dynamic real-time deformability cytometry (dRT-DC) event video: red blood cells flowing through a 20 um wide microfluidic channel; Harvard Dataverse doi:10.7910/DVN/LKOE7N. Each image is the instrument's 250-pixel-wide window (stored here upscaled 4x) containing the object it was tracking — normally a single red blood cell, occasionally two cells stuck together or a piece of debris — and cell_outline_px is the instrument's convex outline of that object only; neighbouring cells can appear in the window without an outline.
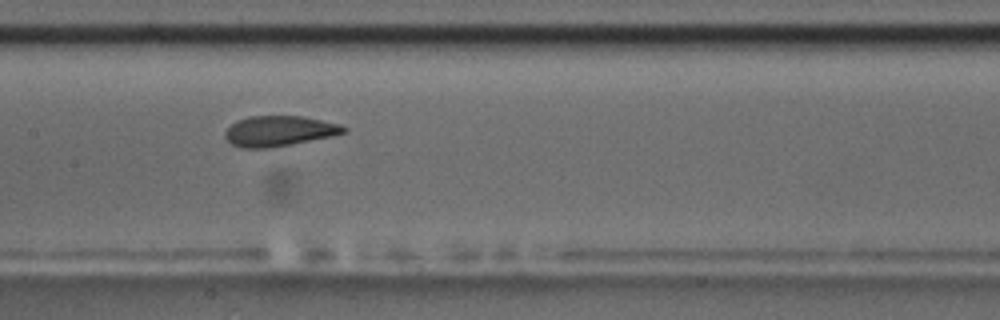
{"species": "common noctule bat (a hibernating species)", "species_latin": "Nyctalus noctula", "temperature_condition": "room temperature", "stored_images_in_passage": 11, "camera_frame_rate_fps": 3000, "um_per_image_px": 0.085, "animal": {"sex": "male", "body_mass_g": 17.5, "forearm_length_mm": 52.3}, "frame": {"image": 1, "passage_image": 8, "time_ms": 8.667, "image_size_px": [1000, 320], "cell_outline_px": [[348, 132], [332, 136], [272, 148], [240, 148], [232, 144], [224, 136], [224, 132], [236, 120], [248, 116], [304, 116], [340, 124], [348, 128]], "centroid_in_image_um": [23.74, 11.14], "position_along_channel_um": 183.7, "area_um2": 21.21}}